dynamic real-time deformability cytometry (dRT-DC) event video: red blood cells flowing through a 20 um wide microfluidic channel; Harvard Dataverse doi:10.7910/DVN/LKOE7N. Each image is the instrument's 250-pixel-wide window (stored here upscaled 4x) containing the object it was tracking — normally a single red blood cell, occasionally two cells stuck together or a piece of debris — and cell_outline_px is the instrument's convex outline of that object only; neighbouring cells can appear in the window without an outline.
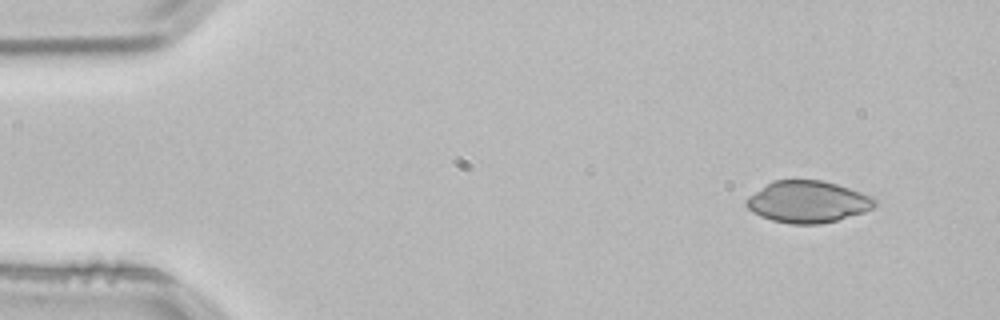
{"species": "common noctule bat (a hibernating species)", "species_latin": "Nyctalus noctula", "temperature_condition": "room temperature", "stored_images_in_passage": 3, "camera_frame_rate_fps": 3000, "um_per_image_px": 0.085, "animal": {"sex": "male", "body_mass_g": 21.5, "forearm_length_mm": 52.0}, "frame": {"image": 1, "passage_image": 1, "time_ms": 0.0, "image_size_px": [1000, 320], "cell_outline_px": [[876, 204], [872, 208], [864, 212], [836, 220], [820, 224], [792, 224], [772, 220], [760, 216], [752, 212], [744, 204], [744, 200], [748, 196], [772, 180], [820, 180], [836, 184], [872, 196], [876, 200]], "centroid_in_image_um": [68.62, 17.15], "position_along_channel_um": 16.4, "area_um2": 31.21}}